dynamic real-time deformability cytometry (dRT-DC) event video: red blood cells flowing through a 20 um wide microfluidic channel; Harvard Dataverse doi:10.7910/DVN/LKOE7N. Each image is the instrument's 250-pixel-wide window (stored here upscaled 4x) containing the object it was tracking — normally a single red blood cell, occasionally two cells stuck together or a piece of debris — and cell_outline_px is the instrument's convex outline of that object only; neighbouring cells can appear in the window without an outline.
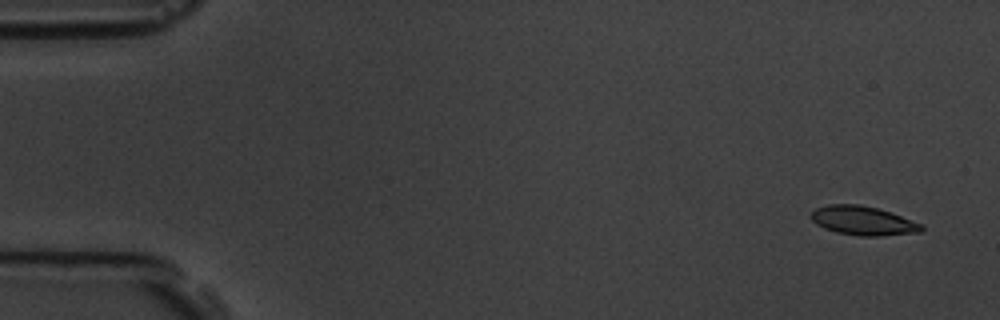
{"species": "common noctule bat (a hibernating species)", "species_latin": "Nyctalus noctula", "temperature_condition": "room temperature", "stored_images_in_passage": 9, "camera_frame_rate_fps": 3000, "um_per_image_px": 0.085, "animal": {"sex": "male", "body_mass_g": 19.5, "forearm_length_mm": 54.6}, "frame": {"image": 1, "passage_image": 1, "time_ms": 0.0, "image_size_px": [1000, 320], "cell_outline_px": [[924, 228], [920, 232], [880, 236], [860, 236], [836, 232], [824, 228], [816, 224], [812, 220], [812, 212], [816, 208], [828, 204], [860, 204], [892, 212], [924, 224]], "centroid_in_image_um": [73.4, 18.76], "position_along_channel_um": 11.6, "area_um2": 18.79}}
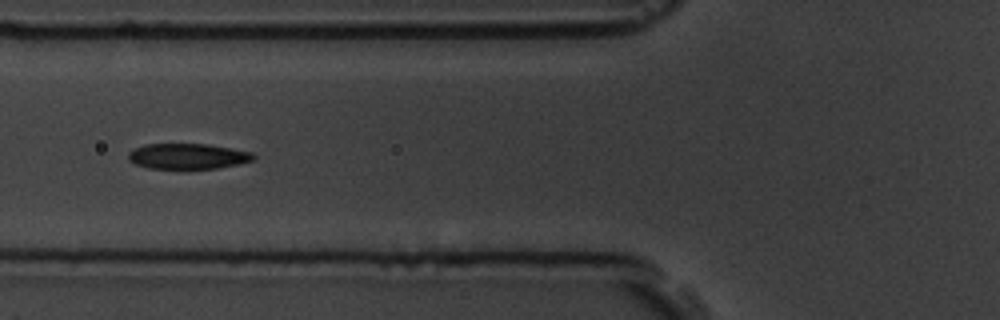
{"frame": {"image": 2, "passage_image": 6, "time_ms": 6.0, "image_size_px": [1000, 320], "cell_outline_px": [[256, 156], [252, 160], [240, 164], [216, 168], [148, 168], [136, 164], [128, 160], [128, 152], [144, 144], [208, 144], [252, 152]], "centroid_in_image_um": [15.96, 13.27], "position_along_channel_um": 109.8, "area_um2": 18.5}}
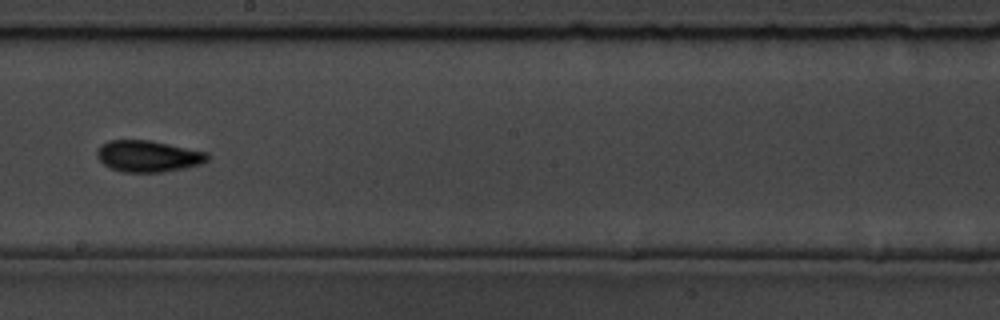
{"frame": {"image": 3, "passage_image": 9, "time_ms": 9.333, "image_size_px": [1000, 320], "cell_outline_px": [[208, 160], [200, 164], [184, 168], [160, 172], [120, 172], [104, 164], [96, 156], [96, 152], [108, 140], [152, 140], [208, 152]], "centroid_in_image_um": [12.61, 13.27], "position_along_channel_um": 235.6, "area_um2": 20.17}}